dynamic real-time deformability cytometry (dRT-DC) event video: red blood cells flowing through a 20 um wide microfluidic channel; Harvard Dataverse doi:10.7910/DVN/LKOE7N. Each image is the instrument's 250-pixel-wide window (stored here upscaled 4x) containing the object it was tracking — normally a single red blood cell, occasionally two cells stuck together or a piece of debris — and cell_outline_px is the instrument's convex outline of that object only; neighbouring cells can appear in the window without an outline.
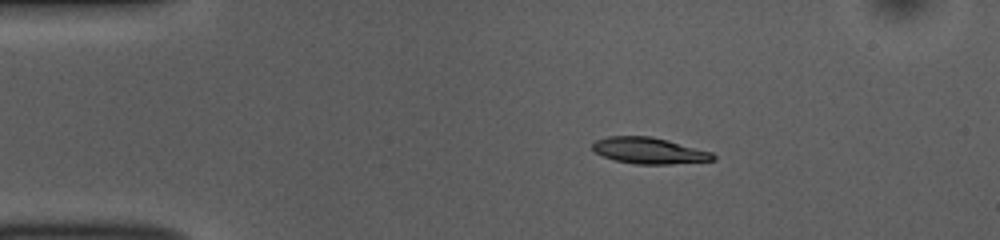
{"species": "common noctule bat (a hibernating species)", "species_latin": "Nyctalus noctula", "temperature_condition": "room temperature", "stored_images_in_passage": 45, "camera_frame_rate_fps": 3000, "um_per_image_px": 0.085, "animal": {"sex": "female", "body_mass_g": 10.0, "forearm_length_mm": 53.1}, "frame": {"image": 1, "passage_image": 1, "time_ms": 0.0, "image_size_px": [1000, 240], "cell_outline_px": [[716, 160], [668, 164], [636, 164], [616, 160], [604, 156], [596, 152], [592, 148], [592, 144], [596, 140], [608, 136], [652, 136], [668, 140], [712, 152], [716, 156]], "centroid_in_image_um": [55.19, 12.8], "position_along_channel_um": 29.8, "area_um2": 18.32}}
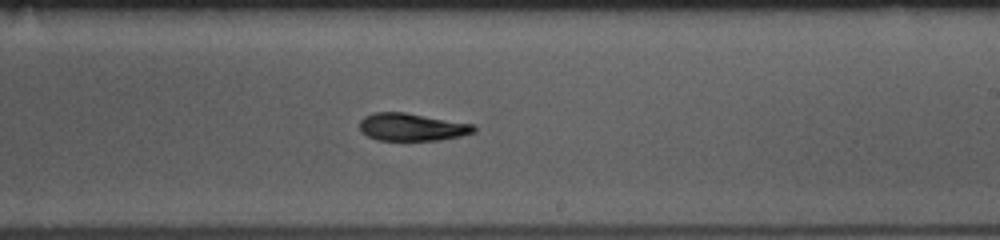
{"frame": {"image": 2, "passage_image": 23, "time_ms": 7.333, "image_size_px": [1000, 240], "cell_outline_px": [[476, 132], [460, 136], [440, 140], [376, 140], [360, 132], [360, 120], [364, 116], [376, 112], [404, 112], [476, 124]], "centroid_in_image_um": [35.03, 10.8], "position_along_channel_um": 254.0, "area_um2": 18.55}}
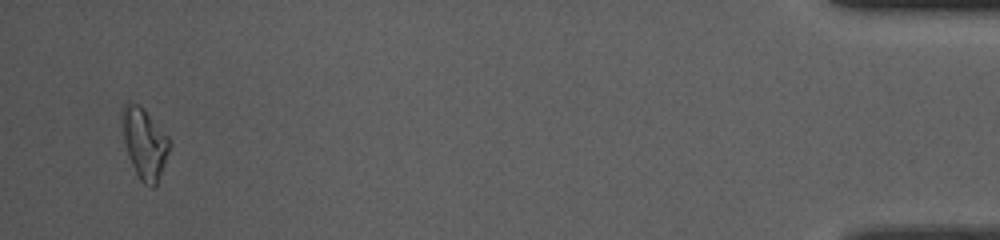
{"frame": {"image": 3, "passage_image": 43, "time_ms": 14.0, "image_size_px": [1000, 240], "cell_outline_px": [[168, 152], [164, 164], [156, 184], [152, 188], [144, 184], [140, 180], [128, 156], [124, 144], [120, 116], [120, 112], [124, 104], [128, 100], [140, 104], [144, 108], [168, 136]], "centroid_in_image_um": [12.22, 12.11], "position_along_channel_um": 423.0, "area_um2": 19.54}, "authors_computed_cell_mechanics": {"area_um2": 18.7272, "velocity_mm_per_s": 3.7465, "shape_relaxation_time_tau1_ms": 4.1187, "shape_relaxation_time_tau2_ms": 2.9647, "deformation_change_tau1": 0.1423, "deformation_change_tau2": 0.0851}}